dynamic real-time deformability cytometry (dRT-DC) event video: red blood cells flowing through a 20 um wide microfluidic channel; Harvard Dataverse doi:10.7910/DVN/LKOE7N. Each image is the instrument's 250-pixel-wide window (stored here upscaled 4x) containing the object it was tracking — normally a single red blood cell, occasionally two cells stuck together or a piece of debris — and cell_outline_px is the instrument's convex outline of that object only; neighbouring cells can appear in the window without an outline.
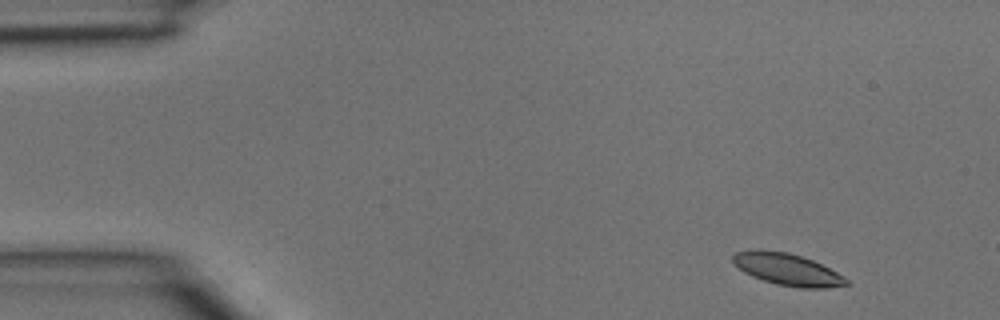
{"species": "common noctule bat (a hibernating species)", "species_latin": "Nyctalus noctula", "temperature_condition": "room temperature", "stored_images_in_passage": 2, "camera_frame_rate_fps": 3000, "um_per_image_px": 0.085, "animal": {"sex": "male", "body_mass_g": 15.6}, "frame": {"image": 1, "passage_image": 1, "time_ms": 0.0, "image_size_px": [1000, 320], "cell_outline_px": [[852, 284], [824, 288], [800, 288], [776, 284], [752, 276], [744, 272], [732, 260], [732, 256], [736, 252], [756, 248], [788, 252], [812, 260], [844, 276]], "centroid_in_image_um": [66.92, 22.89], "position_along_channel_um": 18.1, "area_um2": 21.04}}